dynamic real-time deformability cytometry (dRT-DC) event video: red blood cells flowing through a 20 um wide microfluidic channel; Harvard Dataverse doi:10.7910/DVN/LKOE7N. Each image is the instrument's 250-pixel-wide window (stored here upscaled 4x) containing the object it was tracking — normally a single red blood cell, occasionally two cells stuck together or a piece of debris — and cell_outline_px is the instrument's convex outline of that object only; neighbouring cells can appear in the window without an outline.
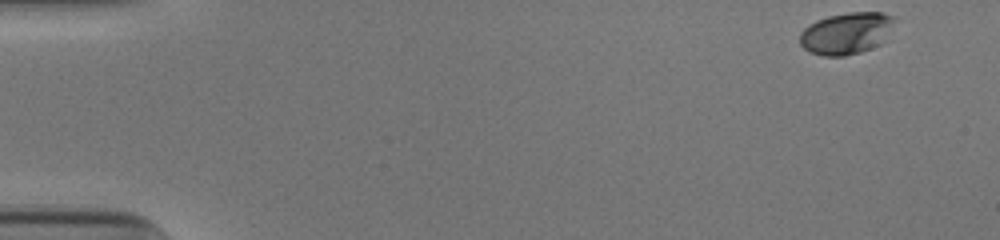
{"species": "human", "species_latin": "Homo sapiens", "temperature_condition": "cold", "stored_images_in_passage": 44, "camera_frame_rate_fps": 3000, "um_per_image_px": 0.085, "donor": {"sex": "male"}, "frame": {"image": 1, "passage_image": 1, "time_ms": 0.0, "image_size_px": [1000, 240], "cell_outline_px": [[896, 16], [880, 44], [860, 52], [844, 56], [824, 56], [808, 52], [800, 44], [800, 32], [808, 24], [816, 20], [828, 16], [848, 12], [884, 12]], "centroid_in_image_um": [71.88, 2.82], "position_along_channel_um": 13.1, "area_um2": 22.95}}
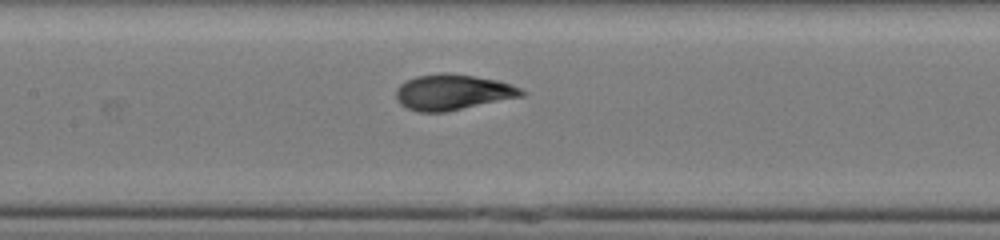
{"frame": {"image": 2, "passage_image": 24, "time_ms": 7.667, "image_size_px": [1000, 240], "cell_outline_px": [[524, 96], [444, 112], [420, 112], [408, 108], [400, 104], [396, 100], [396, 88], [404, 80], [416, 76], [440, 72], [448, 72], [496, 80], [512, 84], [520, 88], [524, 92]], "centroid_in_image_um": [38.44, 7.82], "position_along_channel_um": 169.0, "area_um2": 26.13}}
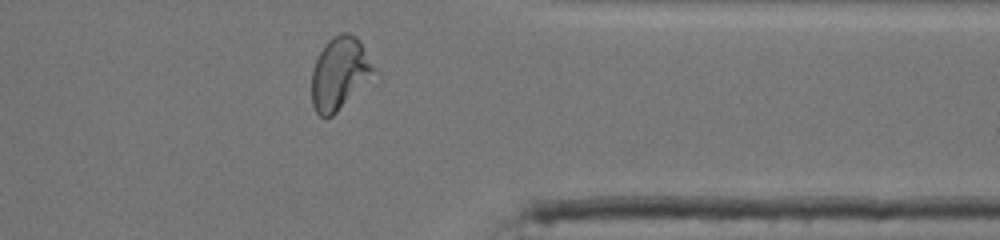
{"frame": {"image": 3, "passage_image": 41, "time_ms": 13.333, "image_size_px": [1000, 240], "cell_outline_px": [[376, 72], [332, 116], [320, 116], [316, 112], [312, 104], [312, 68], [324, 44], [332, 36], [340, 32], [348, 32], [356, 36], [360, 40], [376, 68]], "centroid_in_image_um": [28.86, 6.18], "position_along_channel_um": 382.5, "area_um2": 26.07}, "authors_computed_cell_mechanics": {"area_um2": 25.5476, "velocity_mm_per_s": 3.8964, "shape_relaxation_time_tau1_ms": 3.2237, "shape_relaxation_time_tau2_ms": 0.6904, "deformation_change_tau1": 0.1833, "deformation_change_tau2": 0.0623}}